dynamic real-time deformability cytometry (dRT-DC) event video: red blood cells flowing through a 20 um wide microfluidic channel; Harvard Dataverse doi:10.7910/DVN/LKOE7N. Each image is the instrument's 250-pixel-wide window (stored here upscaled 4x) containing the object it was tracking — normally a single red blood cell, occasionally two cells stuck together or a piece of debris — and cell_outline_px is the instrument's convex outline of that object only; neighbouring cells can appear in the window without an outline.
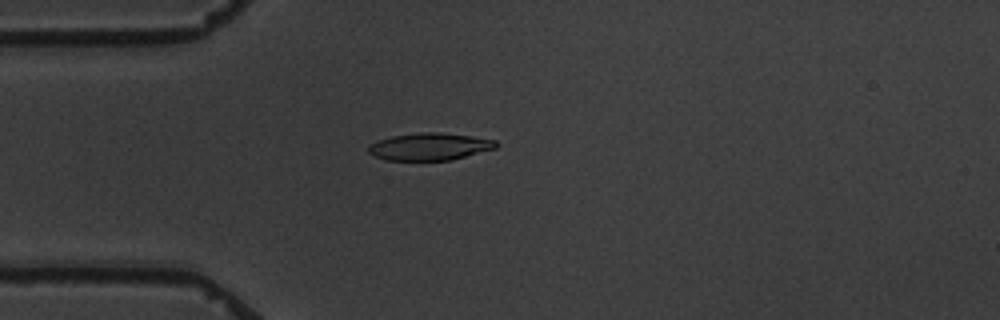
{"species": "common noctule bat (a hibernating species)", "species_latin": "Nyctalus noctula", "temperature_condition": "warm", "stored_images_in_passage": 8, "camera_frame_rate_fps": 3000, "um_per_image_px": 0.085, "animal": {"sex": "male", "body_mass_g": 19.5, "forearm_length_mm": 54.6}, "frame": {"image": 1, "passage_image": 3, "time_ms": 2.333, "image_size_px": [1000, 320], "cell_outline_px": [[500, 144], [496, 148], [452, 160], [384, 160], [368, 152], [368, 144], [392, 136], [420, 132], [440, 132], [472, 136], [496, 140]], "centroid_in_image_um": [36.55, 12.46], "position_along_channel_um": 48.5, "area_um2": 20.35}}
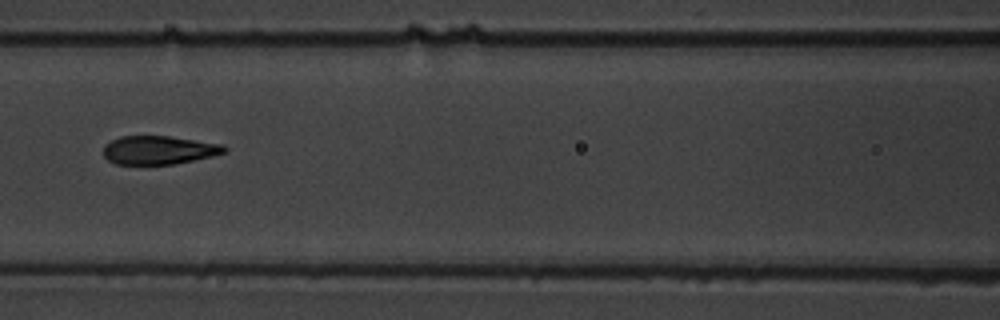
{"frame": {"image": 2, "passage_image": 6, "time_ms": 5.667, "image_size_px": [1000, 320], "cell_outline_px": [[228, 152], [212, 156], [172, 164], [116, 164], [108, 160], [104, 156], [104, 144], [120, 136], [168, 136], [220, 144], [228, 148]], "centroid_in_image_um": [13.49, 12.75], "position_along_channel_um": 153.1, "area_um2": 19.94}}
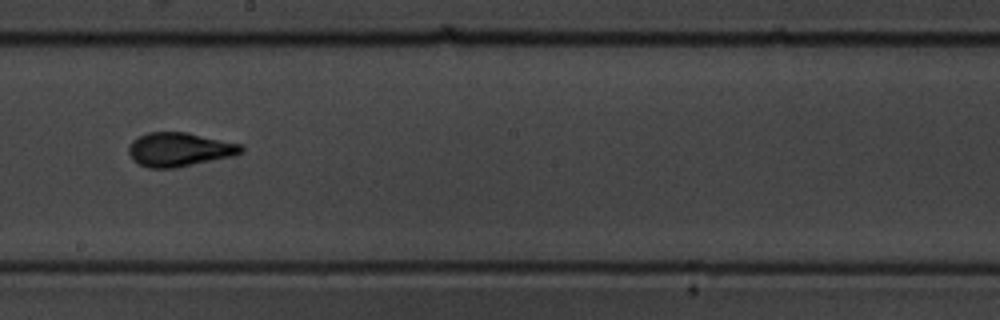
{"frame": {"image": 3, "passage_image": 8, "time_ms": 8.0, "image_size_px": [1000, 320], "cell_outline_px": [[244, 152], [232, 156], [176, 168], [148, 168], [132, 160], [128, 152], [128, 148], [132, 140], [148, 132], [188, 132], [240, 144], [244, 148]], "centroid_in_image_um": [15.23, 12.71], "position_along_channel_um": 233.0, "area_um2": 22.25}}